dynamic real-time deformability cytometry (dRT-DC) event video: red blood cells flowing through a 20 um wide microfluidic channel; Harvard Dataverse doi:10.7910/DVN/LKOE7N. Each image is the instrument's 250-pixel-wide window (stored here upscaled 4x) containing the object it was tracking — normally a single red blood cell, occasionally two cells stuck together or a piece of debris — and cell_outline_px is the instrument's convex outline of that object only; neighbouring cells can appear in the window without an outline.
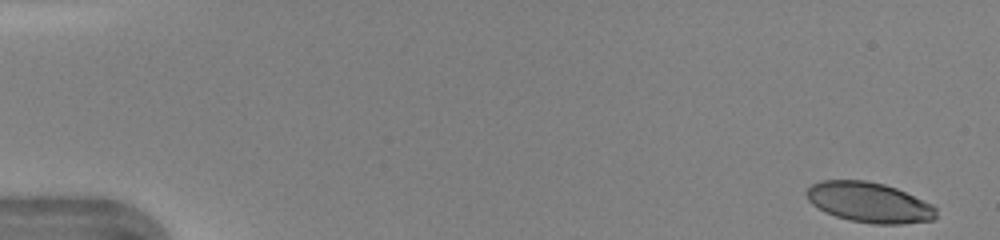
{"species": "human", "species_latin": "Homo sapiens", "temperature_condition": "warm", "stored_images_in_passage": 46, "camera_frame_rate_fps": 3000, "um_per_image_px": 0.085, "donor": {"sex": "female"}, "frame": {"image": 1, "passage_image": 1, "time_ms": 0.0, "image_size_px": [1000, 240], "cell_outline_px": [[936, 220], [900, 224], [872, 224], [848, 220], [824, 212], [812, 204], [808, 200], [804, 192], [812, 184], [820, 180], [864, 180], [884, 184], [896, 188], [932, 204], [936, 208]], "centroid_in_image_um": [73.86, 17.21], "position_along_channel_um": 11.1, "area_um2": 30.58}}
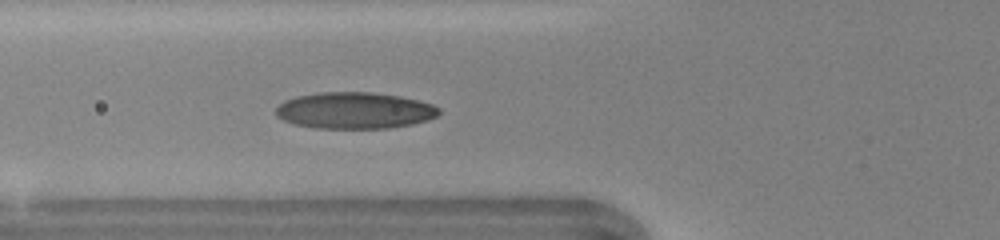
{"frame": {"image": 2, "passage_image": 17, "time_ms": 5.333, "image_size_px": [1000, 240], "cell_outline_px": [[440, 112], [436, 116], [428, 120], [412, 124], [388, 128], [316, 128], [292, 124], [276, 116], [276, 108], [284, 100], [296, 96], [320, 92], [372, 92], [400, 96], [432, 104], [440, 108]], "centroid_in_image_um": [30.12, 9.39], "position_along_channel_um": 95.7, "area_um2": 34.74}}
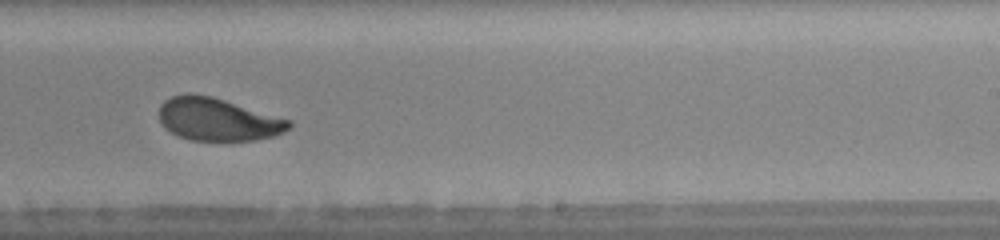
{"frame": {"image": 3, "passage_image": 29, "time_ms": 9.333, "image_size_px": [1000, 240], "cell_outline_px": [[292, 128], [284, 132], [272, 136], [256, 140], [188, 140], [176, 136], [164, 128], [160, 124], [160, 104], [164, 100], [172, 96], [184, 92], [188, 92], [212, 96], [292, 120]], "centroid_in_image_um": [18.49, 10.14], "position_along_channel_um": 270.5, "area_um2": 32.77}, "authors_computed_cell_mechanics": {"area_um2": 32.6281, "velocity_mm_per_s": 4.372, "shape_relaxation_time_tau1_ms": 2.7051, "shape_relaxation_time_tau2_ms": 1.0147, "deformation_change_tau1": 0.1385, "deformation_change_tau2": 0.0713}}